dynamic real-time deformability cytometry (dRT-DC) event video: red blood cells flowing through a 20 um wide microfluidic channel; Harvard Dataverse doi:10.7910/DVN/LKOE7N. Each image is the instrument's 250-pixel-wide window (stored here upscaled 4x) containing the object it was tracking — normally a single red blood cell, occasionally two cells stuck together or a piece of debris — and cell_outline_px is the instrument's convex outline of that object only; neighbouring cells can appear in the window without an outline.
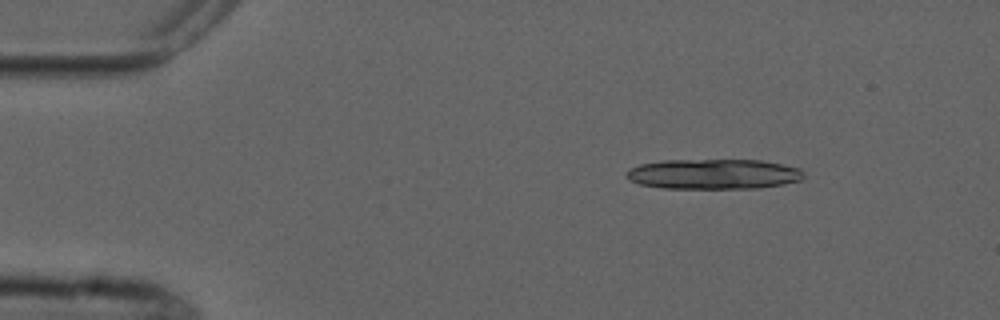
{"species": "common noctule bat (a hibernating species)", "species_latin": "Nyctalus noctula", "temperature_condition": "cold", "stored_images_in_passage": 9, "camera_frame_rate_fps": 3000, "um_per_image_px": 0.085, "animal": {"sex": "male", "forearm_length_mm": 52.5}, "frame": {"image": 1, "passage_image": 1, "time_ms": 0.0, "image_size_px": [1000, 320], "cell_outline_px": [[804, 176], [800, 180], [784, 184], [760, 188], [660, 188], [640, 184], [628, 180], [624, 176], [624, 172], [628, 168], [640, 164], [660, 160], [764, 160], [800, 168], [804, 172]], "centroid_in_image_um": [60.61, 14.79], "position_along_channel_um": 24.4, "area_um2": 31.56}}
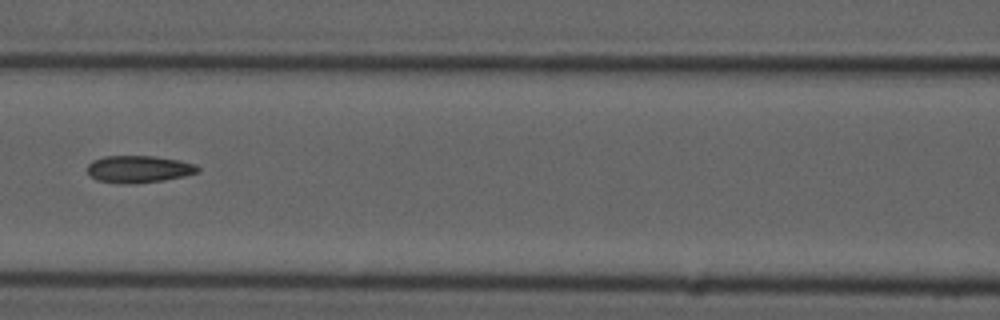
{"frame": {"image": 2, "passage_image": 6, "time_ms": 5.667, "image_size_px": [1000, 320], "cell_outline_px": [[200, 172], [184, 176], [164, 180], [136, 184], [120, 184], [96, 180], [88, 172], [88, 164], [92, 160], [104, 156], [156, 156], [196, 164], [200, 168]], "centroid_in_image_um": [11.8, 14.38], "position_along_channel_um": 154.8, "area_um2": 17.63}}
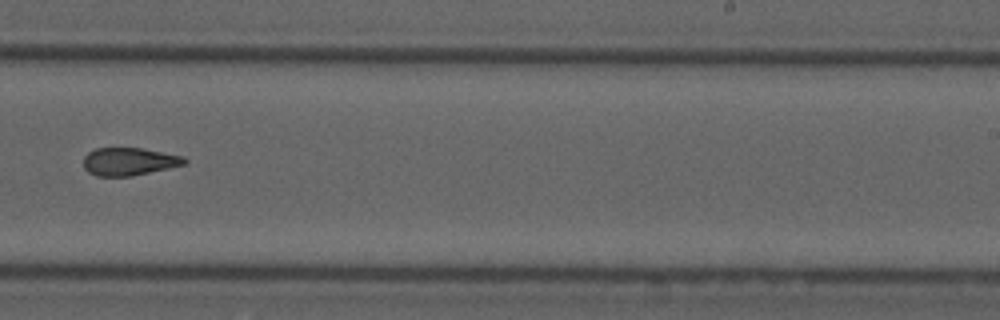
{"frame": {"image": 3, "passage_image": 9, "time_ms": 9.0, "image_size_px": [1000, 320], "cell_outline_px": [[188, 160], [184, 164], [168, 168], [132, 176], [96, 176], [88, 172], [84, 168], [84, 156], [88, 152], [96, 148], [140, 148], [184, 156]], "centroid_in_image_um": [10.95, 13.73], "position_along_channel_um": 278.0, "area_um2": 16.3}}